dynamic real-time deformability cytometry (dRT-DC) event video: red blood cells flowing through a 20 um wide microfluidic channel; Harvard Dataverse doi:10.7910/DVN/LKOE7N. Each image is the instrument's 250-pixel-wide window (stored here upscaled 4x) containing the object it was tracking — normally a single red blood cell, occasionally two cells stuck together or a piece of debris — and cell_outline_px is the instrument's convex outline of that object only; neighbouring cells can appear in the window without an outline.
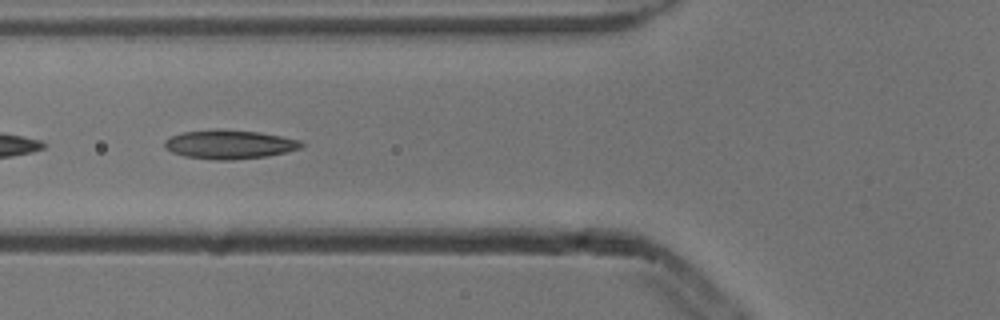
{"species": "common noctule bat (a hibernating species)", "species_latin": "Nyctalus noctula", "temperature_condition": "cold", "stored_images_in_passage": 6, "camera_frame_rate_fps": 3000, "um_per_image_px": 0.085, "animal": {"sex": "male", "body_mass_g": 13.3}, "frame": {"image": 1, "passage_image": 5, "time_ms": 1.333, "image_size_px": [1000, 320], "cell_outline_px": [[304, 144], [300, 148], [268, 156], [232, 160], [216, 160], [184, 156], [172, 152], [164, 148], [164, 140], [172, 136], [184, 132], [216, 128], [260, 132], [300, 140]], "centroid_in_image_um": [19.47, 12.27], "position_along_channel_um": 106.3, "area_um2": 23.12}}
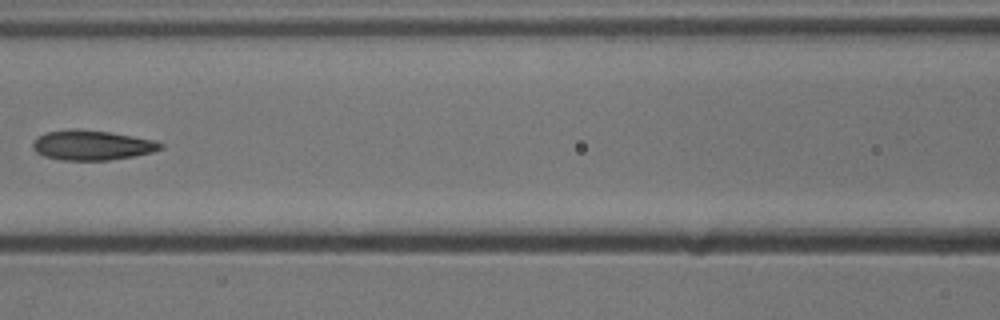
{"frame": {"image": 2, "passage_image": 6, "time_ms": 1.667, "image_size_px": [1000, 320], "cell_outline_px": [[164, 148], [152, 152], [132, 156], [108, 160], [60, 160], [44, 156], [36, 152], [32, 148], [32, 144], [44, 132], [72, 128], [76, 128], [108, 132], [156, 140], [164, 144]], "centroid_in_image_um": [7.82, 12.33], "position_along_channel_um": 158.8, "area_um2": 22.25}}